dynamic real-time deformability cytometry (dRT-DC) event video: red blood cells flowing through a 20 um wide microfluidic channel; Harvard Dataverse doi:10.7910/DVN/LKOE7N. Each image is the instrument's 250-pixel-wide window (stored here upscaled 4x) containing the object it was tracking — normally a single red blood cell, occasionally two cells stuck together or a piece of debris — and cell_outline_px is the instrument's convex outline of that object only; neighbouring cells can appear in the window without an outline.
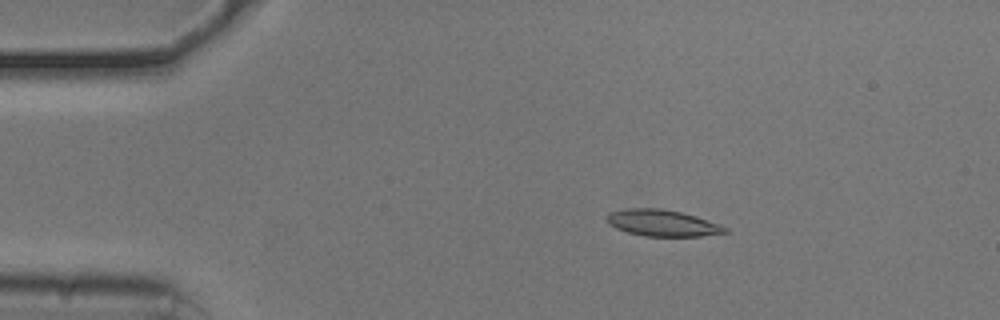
{"species": "common noctule bat (a hibernating species)", "species_latin": "Nyctalus noctula", "temperature_condition": "cold", "stored_images_in_passage": 34, "camera_frame_rate_fps": 3000, "um_per_image_px": 0.085, "animal": {"sex": "male", "body_mass_g": 20.5, "forearm_length_mm": 52.5}, "frame": {"image": 1, "passage_image": 1, "time_ms": 0.0, "image_size_px": [1000, 320], "cell_outline_px": [[728, 232], [700, 236], [644, 236], [628, 232], [616, 228], [608, 224], [604, 220], [604, 216], [608, 212], [628, 208], [660, 208], [680, 212], [720, 224], [728, 228]], "centroid_in_image_um": [56.23, 18.95], "position_along_channel_um": 28.8, "area_um2": 18.26}}
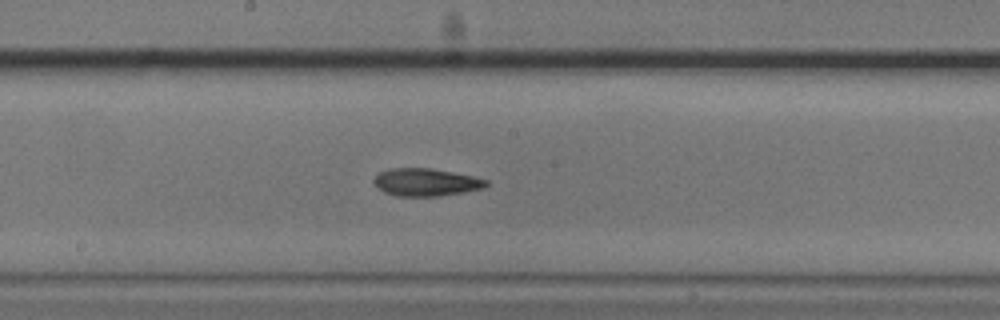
{"frame": {"image": 2, "passage_image": 20, "time_ms": 6.333, "image_size_px": [1000, 320], "cell_outline_px": [[488, 184], [484, 188], [464, 192], [440, 196], [396, 196], [384, 192], [376, 188], [372, 180], [380, 172], [388, 168], [432, 168], [472, 176], [488, 180]], "centroid_in_image_um": [36.17, 15.49], "position_along_channel_um": 212.0, "area_um2": 18.21}}
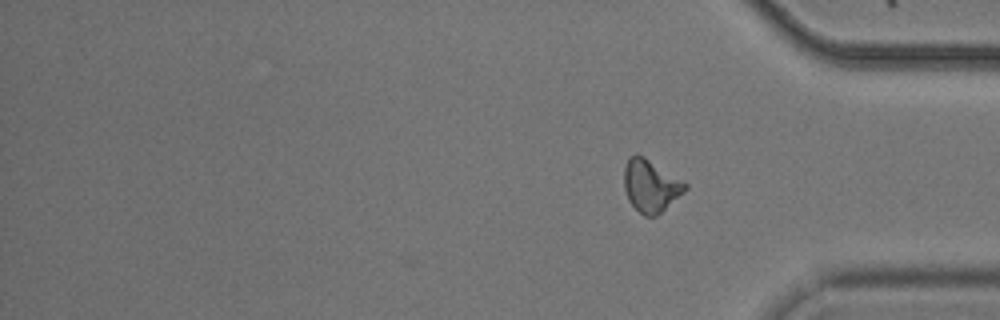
{"frame": {"image": 3, "passage_image": 34, "time_ms": 11.0, "image_size_px": [1000, 320], "cell_outline_px": [[688, 188], [684, 192], [656, 216], [644, 216], [628, 200], [624, 188], [624, 168], [628, 156], [636, 152], [644, 156], [688, 184]], "centroid_in_image_um": [55.28, 15.76], "position_along_channel_um": 379.9, "area_um2": 18.61}, "authors_computed_cell_mechanics": {"area_um2": 17.9758, "velocity_mm_per_s": 3.7623, "shape_relaxation_time_tau1_ms": 4.7309, "shape_relaxation_time_tau2_ms": 6.2449, "deformation_change_tau1": 0.1652, "deformation_change_tau2": 0.1364}}